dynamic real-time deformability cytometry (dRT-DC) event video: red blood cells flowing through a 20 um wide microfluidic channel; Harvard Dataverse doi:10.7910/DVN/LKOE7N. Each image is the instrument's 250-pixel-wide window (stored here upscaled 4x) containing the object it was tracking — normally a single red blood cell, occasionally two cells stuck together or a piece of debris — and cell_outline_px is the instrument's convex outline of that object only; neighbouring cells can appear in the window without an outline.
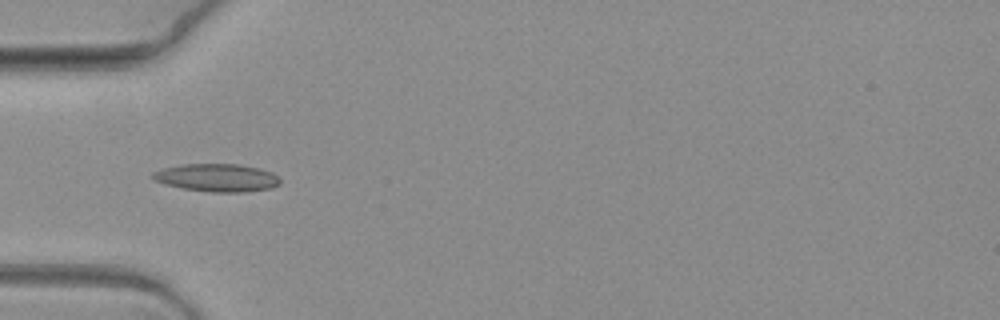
{"species": "common noctule bat (a hibernating species)", "species_latin": "Nyctalus noctula", "temperature_condition": "warm", "stored_images_in_passage": 6, "camera_frame_rate_fps": 3000, "um_per_image_px": 0.085, "animal": {"sex": "female", "body_mass_g": 19.3, "forearm_length_mm": 54.1}, "frame": {"image": 1, "passage_image": 5, "time_ms": 1.333, "image_size_px": [1000, 320], "cell_outline_px": [[280, 184], [272, 188], [244, 192], [212, 192], [184, 188], [164, 184], [156, 180], [152, 176], [152, 172], [164, 168], [180, 164], [240, 164], [260, 168], [272, 172], [280, 180]], "centroid_in_image_um": [18.47, 15.1], "position_along_channel_um": 66.5, "area_um2": 20.63}}